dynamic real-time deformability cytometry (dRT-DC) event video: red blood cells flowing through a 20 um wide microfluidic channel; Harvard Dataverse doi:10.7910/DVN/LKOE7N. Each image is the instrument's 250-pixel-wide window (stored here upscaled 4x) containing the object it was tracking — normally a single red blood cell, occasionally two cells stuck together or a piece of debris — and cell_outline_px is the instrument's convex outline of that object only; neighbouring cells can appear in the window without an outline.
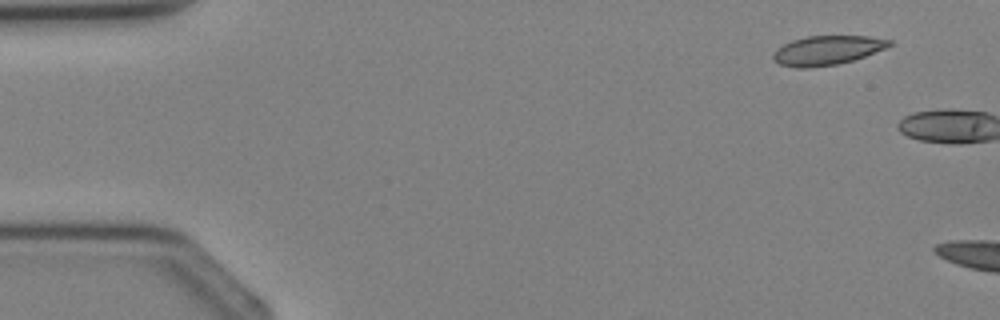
{"species": "Egyptian fruit bat (a non-hibernating species)", "species_latin": "Rousettus aegyptiacus", "temperature_condition": "cold", "stored_images_in_passage": 2, "segment_of_instrument_passage": [2, 2], "camera_frame_rate_fps": 3000, "um_per_image_px": 0.085, "animal": {"sex": "female"}, "frame": {"image": 1, "passage_image": 2, "time_ms": 1.0, "image_size_px": [1000, 320], "cell_outline_px": [[892, 44], [884, 48], [864, 56], [852, 60], [836, 64], [808, 68], [796, 68], [780, 64], [772, 60], [772, 56], [776, 48], [792, 40], [808, 36], [868, 36], [892, 40]], "centroid_in_image_um": [70.26, 4.27], "position_along_channel_um": 14.7, "area_um2": 19.65}}